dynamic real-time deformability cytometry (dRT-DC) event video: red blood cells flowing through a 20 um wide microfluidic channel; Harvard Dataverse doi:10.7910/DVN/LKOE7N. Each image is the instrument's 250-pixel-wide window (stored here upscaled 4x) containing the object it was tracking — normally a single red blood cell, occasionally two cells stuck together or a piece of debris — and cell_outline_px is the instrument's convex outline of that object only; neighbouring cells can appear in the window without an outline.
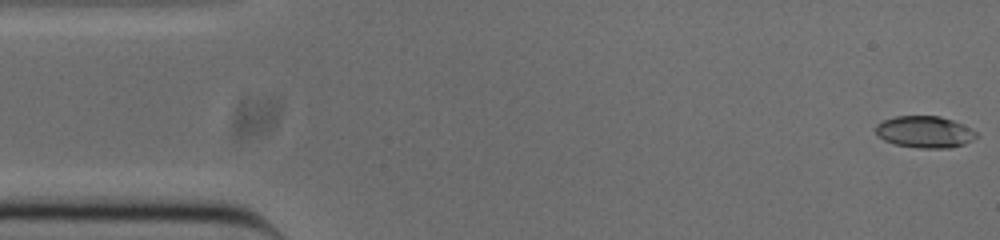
{"species": "common noctule bat (a hibernating species)", "species_latin": "Nyctalus noctula", "temperature_condition": "cold", "stored_images_in_passage": 52, "camera_frame_rate_fps": 3000, "um_per_image_px": 0.085, "animal": {"sex": "male", "body_mass_g": 20.0, "forearm_length_mm": 53.3}, "frame": {"image": 1, "passage_image": 1, "time_ms": 0.0, "image_size_px": [1000, 240], "cell_outline_px": [[980, 136], [964, 144], [952, 148], [920, 148], [896, 144], [884, 140], [876, 132], [876, 124], [884, 120], [896, 116], [940, 116], [952, 120], [972, 128]], "centroid_in_image_um": [78.65, 11.21], "position_along_channel_um": 6.4, "area_um2": 18.61}}
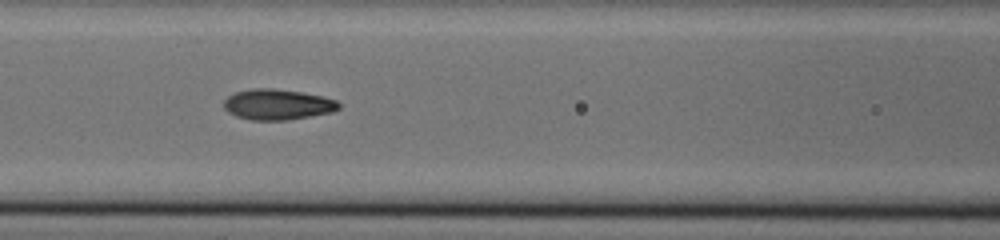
{"frame": {"image": 2, "passage_image": 21, "time_ms": 6.667, "image_size_px": [1000, 240], "cell_outline_px": [[340, 108], [332, 112], [284, 120], [252, 120], [236, 116], [228, 112], [224, 108], [224, 100], [228, 96], [236, 92], [252, 88], [272, 88], [300, 92], [324, 96], [336, 100], [340, 104]], "centroid_in_image_um": [23.58, 8.87], "position_along_channel_um": 143.0, "area_um2": 20.4}}
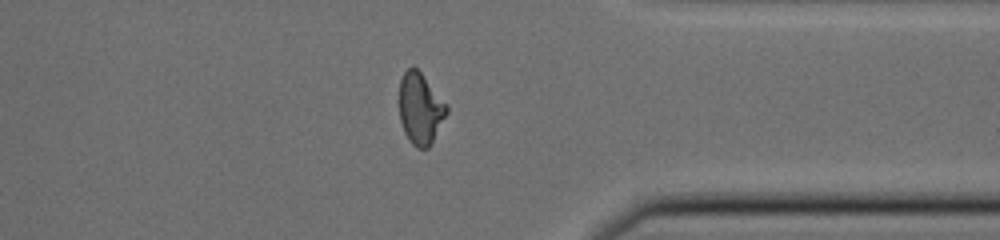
{"frame": {"image": 3, "passage_image": 40, "time_ms": 13.0, "image_size_px": [1000, 240], "cell_outline_px": [[448, 112], [428, 148], [416, 148], [412, 144], [404, 132], [400, 120], [400, 80], [404, 72], [408, 68], [416, 68], [420, 72], [448, 104]], "centroid_in_image_um": [35.74, 9.23], "position_along_channel_um": 375.7, "area_um2": 19.48}, "authors_computed_cell_mechanics": {"area_um2": 19.8543, "velocity_mm_per_s": 3.8492, "shape_relaxation_time_tau1_ms": 7.7353, "shape_relaxation_time_tau2_ms": 1.2906, "deformation_change_tau1": 0.2422, "deformation_change_tau2": 0.0675}}